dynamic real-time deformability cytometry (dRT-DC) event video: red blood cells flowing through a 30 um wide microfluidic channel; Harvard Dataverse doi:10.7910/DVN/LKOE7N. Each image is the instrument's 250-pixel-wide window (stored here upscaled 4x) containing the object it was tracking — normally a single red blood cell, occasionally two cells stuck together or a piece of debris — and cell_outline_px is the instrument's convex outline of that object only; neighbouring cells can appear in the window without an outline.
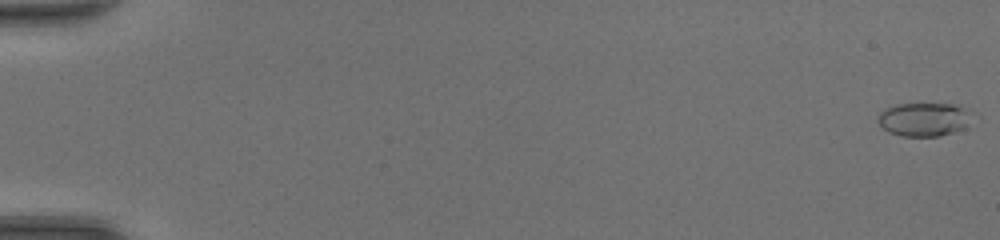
{"species": "common noctule bat (a hibernating species)", "species_latin": "Nyctalus noctula", "temperature_condition": "room temperature", "stored_images_in_passage": 49, "camera_frame_rate_fps": 3000, "um_per_image_px": 0.085, "animal": {"sex": "female", "body_mass_g": 20.0, "forearm_length_mm": 54.0}, "frame": {"image": 1, "passage_image": 1, "time_ms": 0.0, "image_size_px": [1000, 240], "cell_outline_px": [[976, 112], [964, 128], [940, 136], [900, 136], [888, 132], [876, 120], [876, 116], [884, 108], [896, 104], [952, 104]], "centroid_in_image_um": [78.53, 10.14], "position_along_channel_um": 6.5, "area_um2": 18.67}}
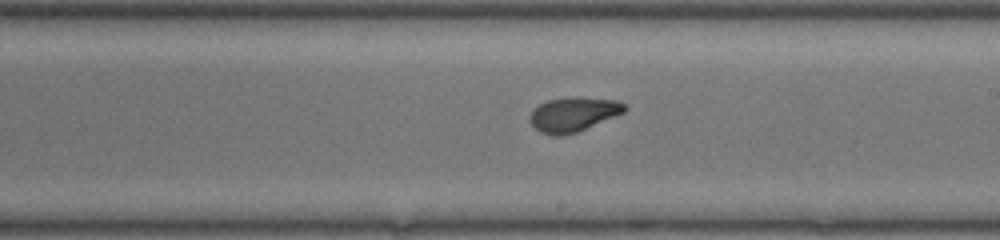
{"frame": {"image": 2, "passage_image": 30, "time_ms": 9.667, "image_size_px": [1000, 240], "cell_outline_px": [[628, 108], [624, 112], [576, 132], [564, 136], [552, 136], [540, 132], [528, 120], [528, 116], [532, 108], [548, 100], [616, 100], [624, 104]], "centroid_in_image_um": [48.65, 9.78], "position_along_channel_um": 240.4, "area_um2": 18.09}}
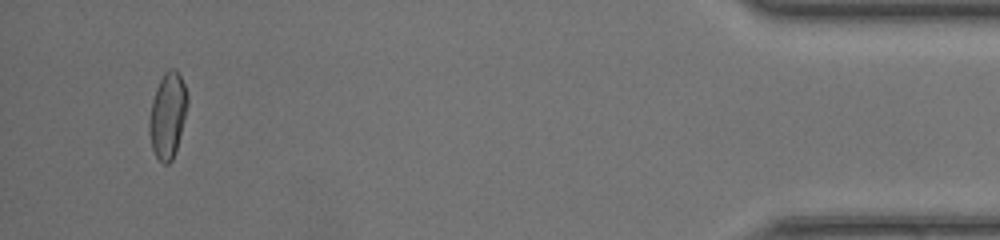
{"frame": {"image": 3, "passage_image": 47, "time_ms": 15.333, "image_size_px": [1000, 240], "cell_outline_px": [[188, 104], [176, 152], [172, 160], [168, 164], [164, 164], [156, 156], [152, 148], [148, 132], [148, 120], [152, 100], [156, 88], [164, 72], [168, 68], [176, 68], [188, 92]], "centroid_in_image_um": [14.25, 9.79], "position_along_channel_um": 421.0, "area_um2": 19.31}, "authors_computed_cell_mechanics": {"area_um2": 18.2648, "velocity_mm_per_s": 4.3986, "shape_relaxation_time_tau1_ms": 3.6236, "shape_relaxation_time_tau2_ms": 1.1244, "deformation_change_tau1": 0.1417, "deformation_change_tau2": 0.0271}}